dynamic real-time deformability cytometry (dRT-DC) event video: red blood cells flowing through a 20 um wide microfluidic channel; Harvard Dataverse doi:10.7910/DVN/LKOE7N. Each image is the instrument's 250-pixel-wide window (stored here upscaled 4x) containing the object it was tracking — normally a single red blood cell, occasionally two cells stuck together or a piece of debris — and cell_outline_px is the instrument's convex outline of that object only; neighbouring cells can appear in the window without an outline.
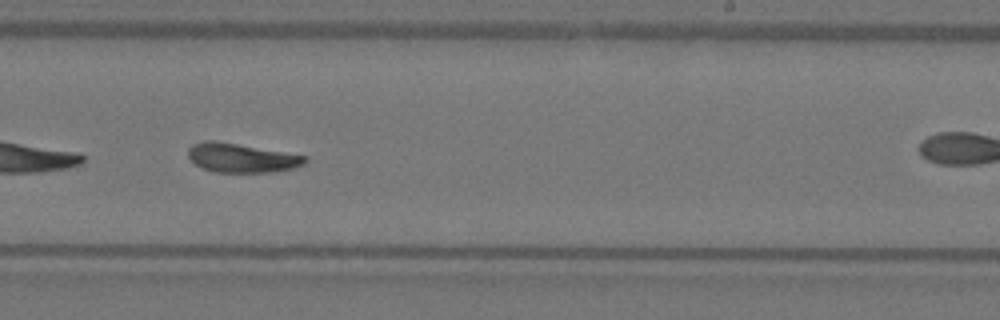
{"species": "Egyptian fruit bat (a non-hibernating species)", "species_latin": "Rousettus aegyptiacus", "temperature_condition": "warm", "stored_images_in_passage": 36, "camera_frame_rate_fps": 3000, "um_per_image_px": 0.085, "animal": {"sex": "female"}, "frame": {"image": 1, "passage_image": 16, "time_ms": 5.0, "image_size_px": [1000, 320], "cell_outline_px": [[308, 160], [304, 164], [296, 168], [272, 172], [216, 172], [204, 168], [196, 164], [188, 156], [188, 148], [192, 144], [204, 140], [216, 140], [308, 156]], "centroid_in_image_um": [20.55, 13.41], "position_along_channel_um": 268.4, "area_um2": 19.88}}
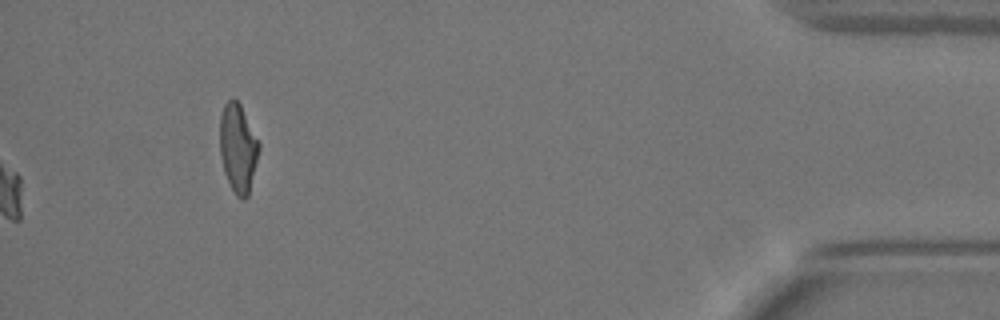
{"frame": {"image": 2, "passage_image": 36, "time_ms": 11.667, "image_size_px": [1000, 320], "cell_outline_px": [[260, 148], [248, 196], [244, 200], [240, 200], [236, 196], [224, 172], [220, 156], [220, 116], [224, 104], [232, 96], [240, 104], [260, 144]], "centroid_in_image_um": [20.22, 12.58], "position_along_channel_um": 415.0, "area_um2": 20.17}, "authors_computed_cell_mechanics": {"area_um2": 19.8543, "velocity_mm_per_s": 4.0301, "shape_relaxation_time_tau1_ms": 5.3695, "shape_relaxation_time_tau2_ms": 3.8617, "deformation_change_tau1": 0.1774, "deformation_change_tau2": 0.0915}}